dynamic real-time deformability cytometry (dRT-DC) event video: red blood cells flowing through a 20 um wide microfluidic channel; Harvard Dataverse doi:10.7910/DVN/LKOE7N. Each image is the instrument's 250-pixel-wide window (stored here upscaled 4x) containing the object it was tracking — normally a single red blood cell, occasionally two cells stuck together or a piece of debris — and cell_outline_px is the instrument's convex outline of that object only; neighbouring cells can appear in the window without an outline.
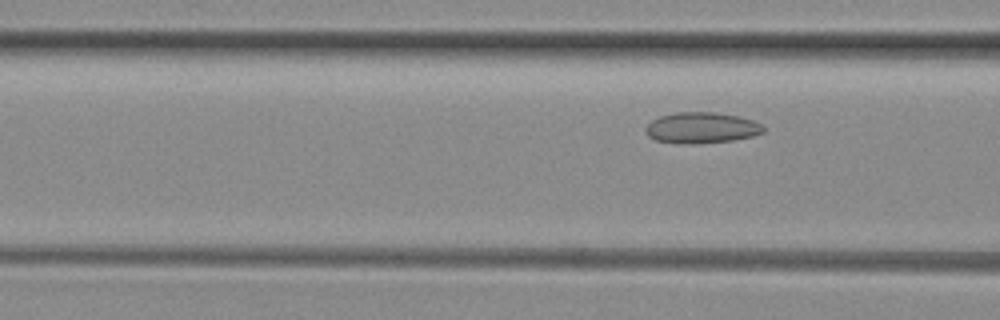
{"species": "common noctule bat (a hibernating species)", "species_latin": "Nyctalus noctula", "temperature_condition": "room temperature", "stored_images_in_passage": 5, "segment_of_instrument_passage": [2, 2], "camera_frame_rate_fps": 3000, "um_per_image_px": 0.085, "animal": {"sex": "female", "body_mass_g": 29.2, "forearm_length_mm": 56.3}, "frame": {"image": 1, "passage_image": 5, "time_ms": 1.333, "image_size_px": [1000, 320], "cell_outline_px": [[764, 132], [752, 136], [732, 140], [656, 140], [648, 136], [644, 132], [644, 128], [652, 120], [660, 116], [676, 112], [716, 112], [740, 116], [752, 120], [760, 124], [764, 128]], "centroid_in_image_um": [59.65, 10.78], "position_along_channel_um": 107.0, "area_um2": 20.06}}